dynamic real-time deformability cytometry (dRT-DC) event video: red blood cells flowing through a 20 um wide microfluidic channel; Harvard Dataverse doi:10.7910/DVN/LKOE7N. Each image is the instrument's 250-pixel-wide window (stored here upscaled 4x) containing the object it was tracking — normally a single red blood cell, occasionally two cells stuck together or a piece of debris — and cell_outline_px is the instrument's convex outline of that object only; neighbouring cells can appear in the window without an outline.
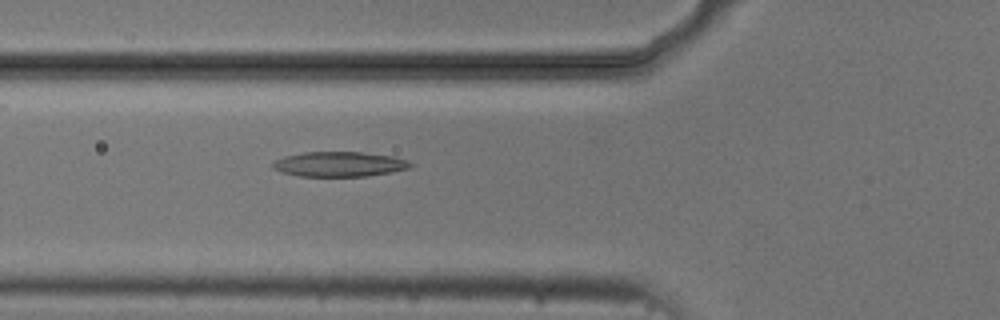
{"species": "common noctule bat (a hibernating species)", "species_latin": "Nyctalus noctula", "temperature_condition": "cold", "stored_images_in_passage": 6, "camera_frame_rate_fps": 3000, "um_per_image_px": 0.085, "animal": {"sex": "male", "body_mass_g": 20.5, "forearm_length_mm": 52.5}, "frame": {"image": 1, "passage_image": 6, "time_ms": 6.667, "image_size_px": [1000, 320], "cell_outline_px": [[412, 164], [408, 168], [392, 172], [368, 176], [300, 176], [280, 172], [272, 168], [272, 160], [284, 156], [304, 152], [360, 152], [392, 156], [408, 160]], "centroid_in_image_um": [28.79, 13.95], "position_along_channel_um": 97.0, "area_um2": 20.06}}